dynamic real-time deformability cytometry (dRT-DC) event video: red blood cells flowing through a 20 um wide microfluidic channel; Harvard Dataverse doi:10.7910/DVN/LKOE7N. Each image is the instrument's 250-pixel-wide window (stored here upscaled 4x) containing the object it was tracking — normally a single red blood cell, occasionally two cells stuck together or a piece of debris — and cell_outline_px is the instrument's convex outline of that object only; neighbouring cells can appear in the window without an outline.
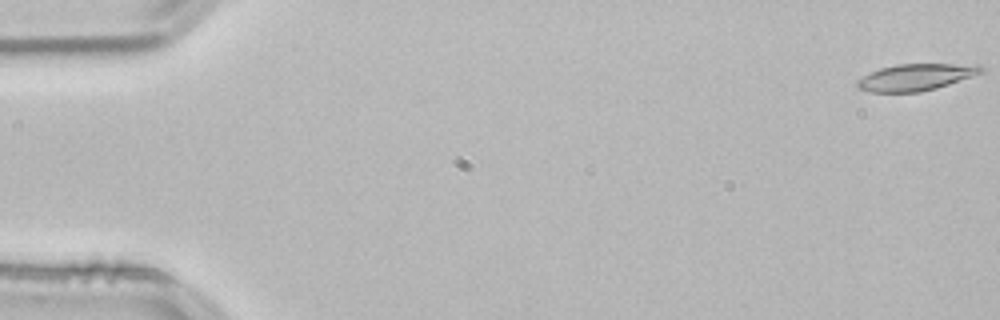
{"species": "common noctule bat (a hibernating species)", "species_latin": "Nyctalus noctula", "temperature_condition": "room temperature", "stored_images_in_passage": 53, "camera_frame_rate_fps": 3000, "um_per_image_px": 0.085, "animal": {"sex": "male", "body_mass_g": 21.5, "forearm_length_mm": 52.0}, "frame": {"image": 1, "passage_image": 1, "time_ms": 0.0, "image_size_px": [1000, 320], "cell_outline_px": [[984, 72], [936, 88], [920, 92], [868, 92], [856, 88], [856, 80], [880, 68], [896, 64], [952, 64], [984, 68]], "centroid_in_image_um": [77.74, 6.58], "position_along_channel_um": 7.3, "area_um2": 18.9}}
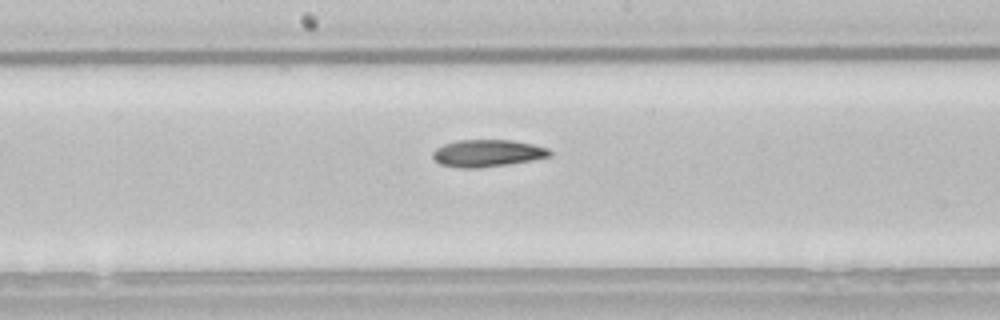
{"frame": {"image": 2, "passage_image": 28, "time_ms": 9.0, "image_size_px": [1000, 320], "cell_outline_px": [[552, 152], [548, 156], [532, 160], [480, 168], [460, 168], [440, 164], [432, 156], [432, 152], [436, 148], [444, 144], [456, 140], [512, 140], [532, 144], [548, 148]], "centroid_in_image_um": [41.39, 13.02], "position_along_channel_um": 206.8, "area_um2": 18.38}}
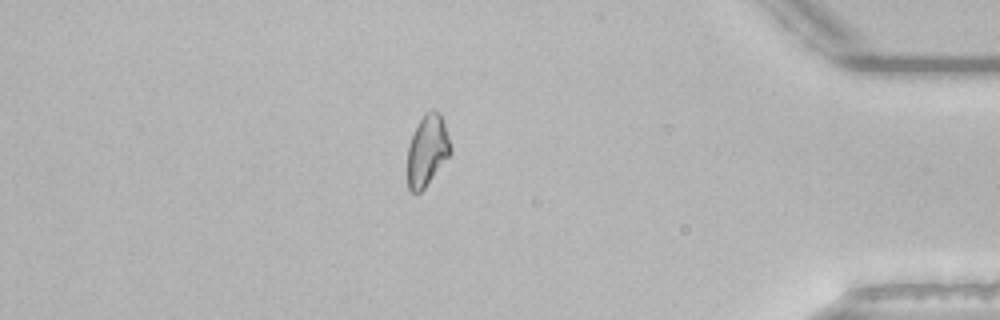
{"frame": {"image": 3, "passage_image": 46, "time_ms": 15.0, "image_size_px": [1000, 320], "cell_outline_px": [[452, 152], [424, 188], [420, 192], [412, 192], [408, 188], [408, 148], [412, 136], [424, 112], [432, 108], [440, 112], [452, 148]], "centroid_in_image_um": [36.33, 12.76], "position_along_channel_um": 398.9, "area_um2": 17.63}, "authors_computed_cell_mechanics": {"area_um2": 18.6116, "velocity_mm_per_s": 3.8489, "shape_relaxation_time_tau1_ms": null, "shape_relaxation_time_tau2_ms": 7.3493, "deformation_change_tau1": null, "deformation_change_tau2": 0.1618}}